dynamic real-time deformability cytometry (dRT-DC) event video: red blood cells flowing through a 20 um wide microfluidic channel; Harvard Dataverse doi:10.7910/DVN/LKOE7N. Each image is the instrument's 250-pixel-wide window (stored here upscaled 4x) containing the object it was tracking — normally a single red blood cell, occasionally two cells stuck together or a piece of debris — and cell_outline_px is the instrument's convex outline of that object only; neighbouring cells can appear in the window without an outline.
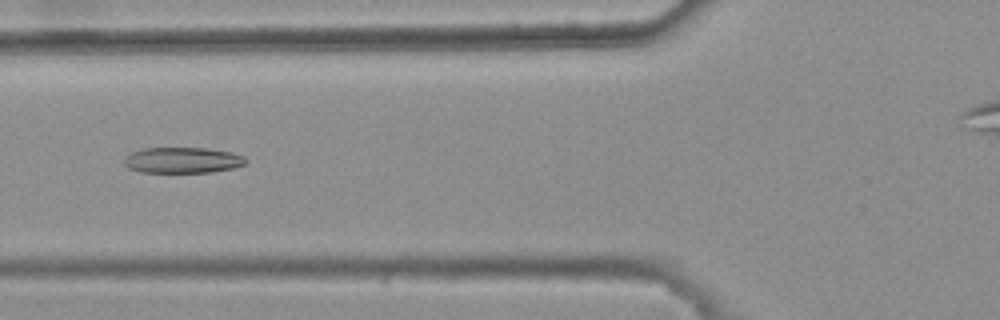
{"species": "common noctule bat (a hibernating species)", "species_latin": "Nyctalus noctula", "temperature_condition": "warm", "stored_images_in_passage": 8, "camera_frame_rate_fps": 3000, "um_per_image_px": 0.085, "animal": {"sex": "female", "body_mass_g": 25.1}, "frame": {"image": 1, "passage_image": 6, "time_ms": 1.667, "image_size_px": [1000, 320], "cell_outline_px": [[248, 160], [244, 164], [232, 168], [208, 172], [140, 172], [128, 168], [124, 164], [124, 160], [132, 152], [144, 148], [208, 148], [232, 152], [244, 156]], "centroid_in_image_um": [15.53, 13.61], "position_along_channel_um": 110.3, "area_um2": 18.21}}
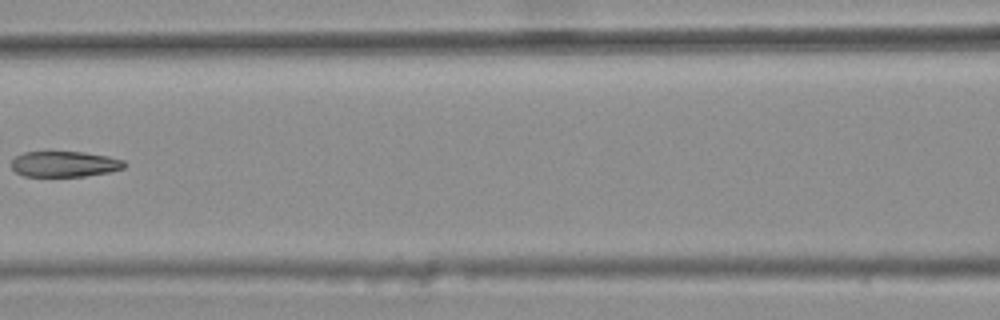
{"frame": {"image": 2, "passage_image": 7, "time_ms": 2.0, "image_size_px": [1000, 320], "cell_outline_px": [[128, 164], [124, 168], [108, 172], [84, 176], [24, 176], [16, 172], [12, 168], [12, 160], [16, 156], [24, 152], [44, 148], [48, 148], [84, 152], [108, 156], [124, 160]], "centroid_in_image_um": [5.45, 13.88], "position_along_channel_um": 161.1, "area_um2": 17.8}}